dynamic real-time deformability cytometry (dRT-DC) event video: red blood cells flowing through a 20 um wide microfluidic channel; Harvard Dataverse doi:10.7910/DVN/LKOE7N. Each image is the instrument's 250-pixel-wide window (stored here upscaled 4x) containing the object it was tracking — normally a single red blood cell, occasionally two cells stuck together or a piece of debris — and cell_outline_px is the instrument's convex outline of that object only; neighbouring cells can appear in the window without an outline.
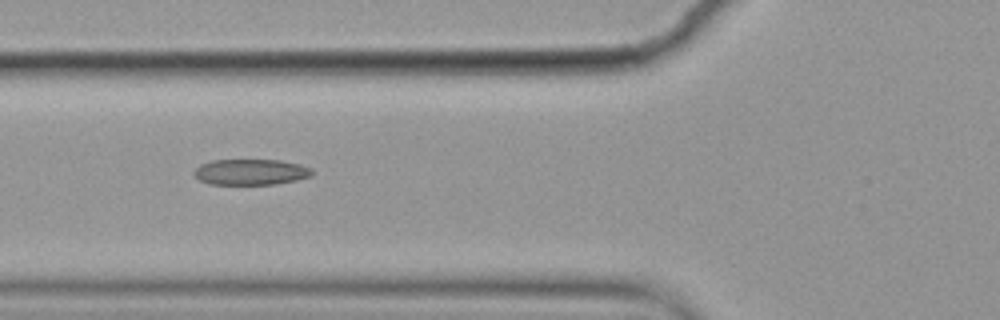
{"species": "common noctule bat (a hibernating species)", "species_latin": "Nyctalus noctula", "temperature_condition": "cold", "stored_images_in_passage": 6, "camera_frame_rate_fps": 3000, "um_per_image_px": 0.085, "animal": {"sex": "female", "body_mass_g": 19.9}, "frame": {"image": 1, "passage_image": 5, "time_ms": 1.333, "image_size_px": [1000, 320], "cell_outline_px": [[312, 176], [296, 180], [272, 184], [208, 184], [200, 180], [192, 172], [200, 164], [212, 160], [280, 160], [300, 164], [312, 168]], "centroid_in_image_um": [21.31, 14.61], "position_along_channel_um": 104.5, "area_um2": 17.74}}
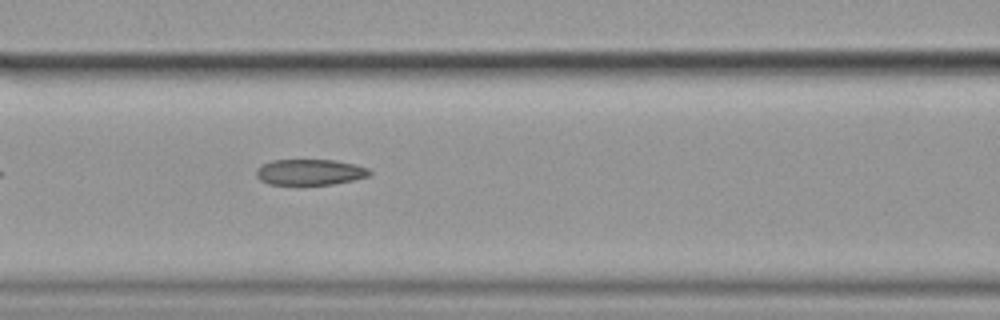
{"frame": {"image": 2, "passage_image": 6, "time_ms": 1.667, "image_size_px": [1000, 320], "cell_outline_px": [[372, 172], [368, 176], [352, 180], [332, 184], [268, 184], [260, 180], [256, 176], [256, 168], [272, 160], [336, 160], [368, 168]], "centroid_in_image_um": [26.32, 14.62], "position_along_channel_um": 140.3, "area_um2": 16.88}}